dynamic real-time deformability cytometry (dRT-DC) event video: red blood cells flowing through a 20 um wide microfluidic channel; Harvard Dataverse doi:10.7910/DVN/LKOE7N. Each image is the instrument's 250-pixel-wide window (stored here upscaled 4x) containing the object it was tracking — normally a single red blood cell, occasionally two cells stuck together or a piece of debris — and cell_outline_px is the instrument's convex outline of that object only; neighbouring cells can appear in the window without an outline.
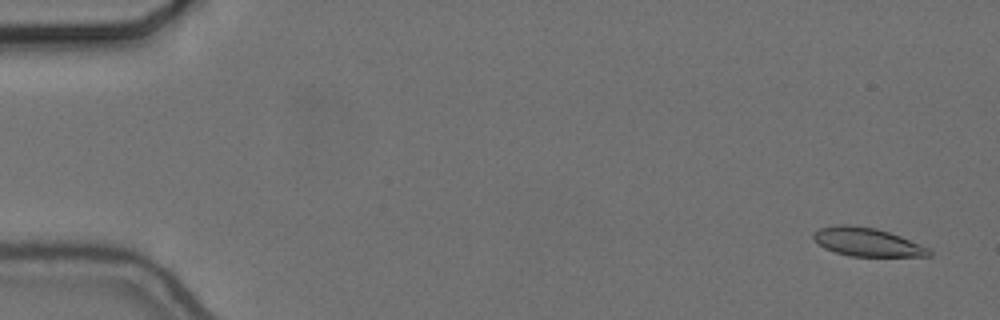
{"species": "common noctule bat (a hibernating species)", "species_latin": "Nyctalus noctula", "temperature_condition": "cold", "stored_images_in_passage": 57, "camera_frame_rate_fps": 3000, "um_per_image_px": 0.085, "animal": {"sex": "female", "body_mass_g": 24.6, "forearm_length_mm": 56.2}, "frame": {"image": 1, "passage_image": 3, "time_ms": 0.667, "image_size_px": [1000, 320], "cell_outline_px": [[932, 256], [848, 256], [824, 248], [812, 236], [812, 232], [820, 228], [836, 224], [848, 224], [876, 228], [900, 236], [932, 248]], "centroid_in_image_um": [73.73, 20.57], "position_along_channel_um": 11.3, "area_um2": 19.31}}
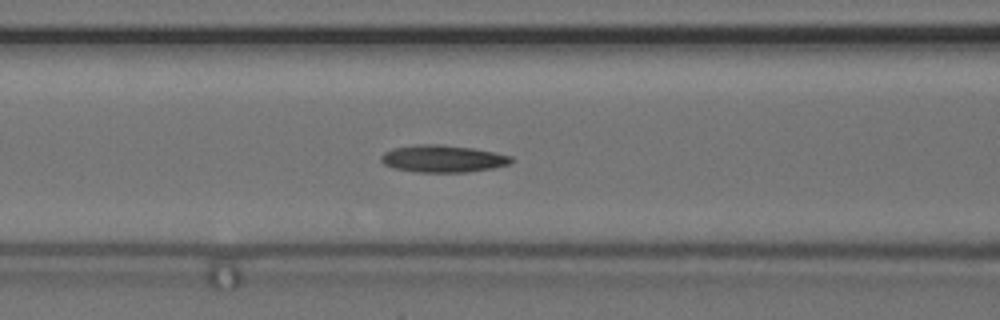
{"frame": {"image": 2, "passage_image": 24, "time_ms": 7.667, "image_size_px": [1000, 320], "cell_outline_px": [[516, 160], [508, 164], [492, 168], [468, 172], [420, 172], [392, 168], [384, 164], [380, 160], [380, 156], [384, 152], [392, 148], [416, 144], [440, 144], [472, 148], [512, 156]], "centroid_in_image_um": [37.62, 13.48], "position_along_channel_um": 129.0, "area_um2": 20.69}}
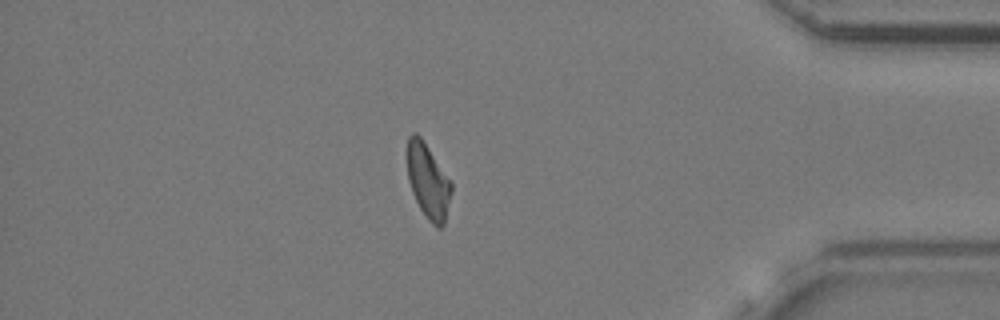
{"frame": {"image": 3, "passage_image": 49, "time_ms": 16.0, "image_size_px": [1000, 320], "cell_outline_px": [[452, 192], [444, 224], [440, 228], [436, 228], [428, 220], [420, 208], [412, 192], [408, 180], [408, 136], [412, 132], [416, 132], [420, 136], [452, 180]], "centroid_in_image_um": [36.41, 15.4], "position_along_channel_um": 398.8, "area_um2": 19.31}, "authors_computed_cell_mechanics": {"area_um2": 19.5942, "velocity_mm_per_s": 3.6569, "shape_relaxation_time_tau1_ms": 4.5473, "shape_relaxation_time_tau2_ms": 5.0136, "deformation_change_tau1": 0.1358, "deformation_change_tau2": 0.1504}}